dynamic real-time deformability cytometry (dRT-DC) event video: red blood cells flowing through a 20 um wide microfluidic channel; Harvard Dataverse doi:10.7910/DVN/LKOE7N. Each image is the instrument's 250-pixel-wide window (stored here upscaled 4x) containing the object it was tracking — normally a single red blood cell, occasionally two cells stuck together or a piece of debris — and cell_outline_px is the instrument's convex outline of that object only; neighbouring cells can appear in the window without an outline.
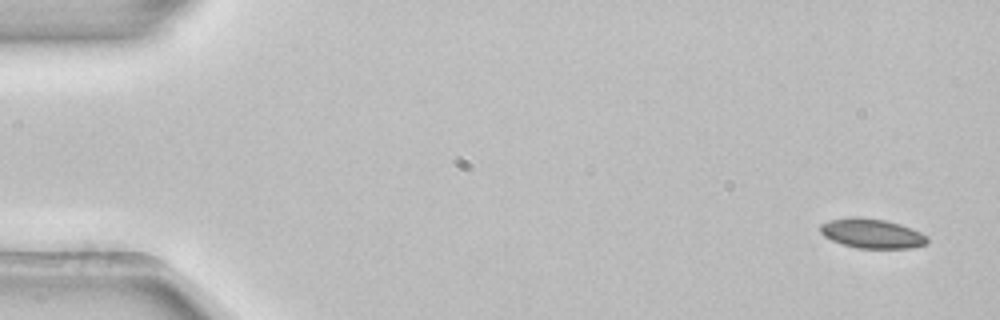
{"species": "common noctule bat (a hibernating species)", "species_latin": "Nyctalus noctula", "temperature_condition": "room temperature", "stored_images_in_passage": 4, "camera_frame_rate_fps": 3000, "um_per_image_px": 0.085, "animal": {"sex": "female", "body_mass_g": 22.7, "forearm_length_mm": 54.2}, "frame": {"image": 1, "passage_image": 1, "time_ms": 0.0, "image_size_px": [1000, 320], "cell_outline_px": [[928, 244], [912, 248], [856, 248], [832, 240], [824, 236], [820, 232], [820, 224], [828, 220], [856, 216], [860, 216], [884, 220], [900, 224], [920, 232], [928, 236]], "centroid_in_image_um": [74.12, 19.84], "position_along_channel_um": 10.9, "area_um2": 18.5}}
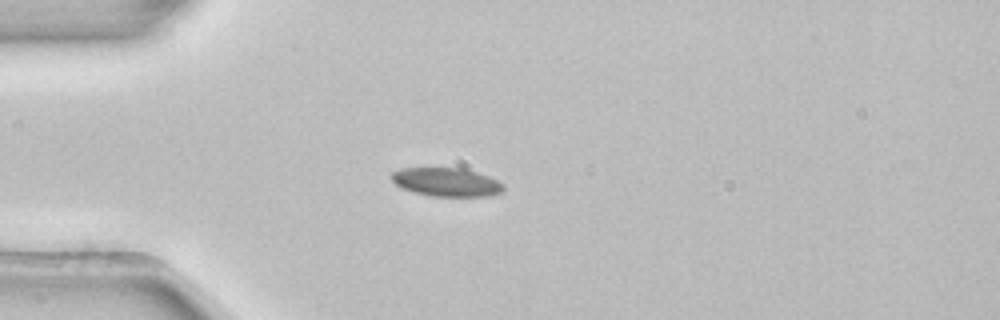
{"frame": {"image": 2, "passage_image": 4, "time_ms": 1.0, "image_size_px": [1000, 320], "cell_outline_px": [[504, 192], [488, 196], [432, 196], [416, 192], [404, 188], [396, 184], [388, 176], [392, 172], [404, 168], [460, 168], [476, 172], [488, 176], [504, 184]], "centroid_in_image_um": [37.97, 15.48], "position_along_channel_um": 47.0, "area_um2": 18.5}}